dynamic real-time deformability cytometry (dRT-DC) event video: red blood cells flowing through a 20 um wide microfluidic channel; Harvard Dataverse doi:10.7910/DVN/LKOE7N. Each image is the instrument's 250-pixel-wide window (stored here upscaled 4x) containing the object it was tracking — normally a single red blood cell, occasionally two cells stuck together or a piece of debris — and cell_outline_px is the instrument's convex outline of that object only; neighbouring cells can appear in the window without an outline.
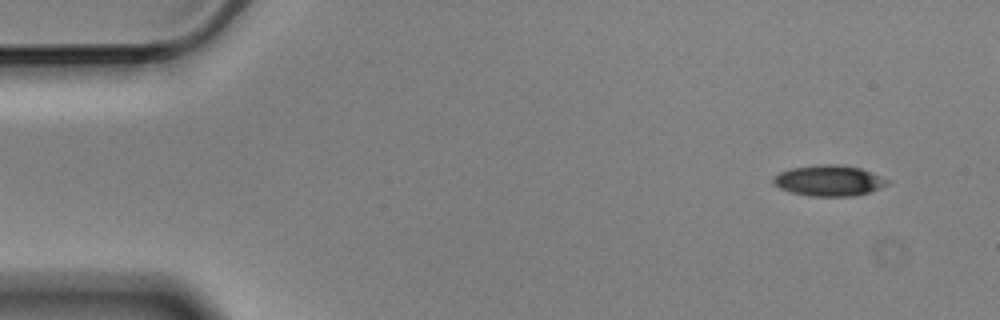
{"species": "Egyptian fruit bat (a non-hibernating species)", "species_latin": "Rousettus aegyptiacus", "temperature_condition": "cold", "stored_images_in_passage": 6, "camera_frame_rate_fps": 3000, "um_per_image_px": 0.085, "animal": {"sex": "male"}, "frame": {"image": 1, "passage_image": 1, "time_ms": 0.0, "image_size_px": [1000, 320], "cell_outline_px": [[892, 180], [888, 184], [880, 188], [856, 196], [808, 196], [792, 192], [780, 188], [772, 184], [772, 180], [780, 172], [792, 168], [820, 164], [844, 164], [860, 168], [872, 172]], "centroid_in_image_um": [70.5, 15.34], "position_along_channel_um": 14.5, "area_um2": 20.63}}
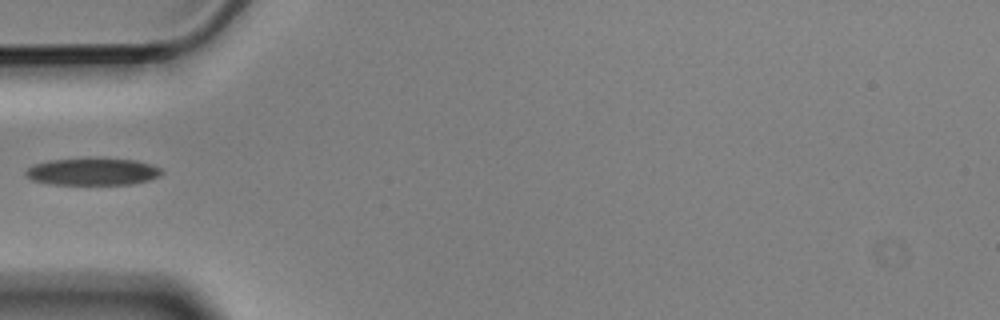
{"frame": {"image": 2, "passage_image": 5, "time_ms": 1.333, "image_size_px": [1000, 320], "cell_outline_px": [[164, 172], [160, 176], [148, 180], [132, 184], [52, 184], [32, 180], [24, 176], [24, 172], [28, 168], [36, 164], [48, 160], [88, 156], [100, 156], [136, 160], [152, 164], [160, 168]], "centroid_in_image_um": [7.88, 14.54], "position_along_channel_um": 77.1, "area_um2": 22.37}}
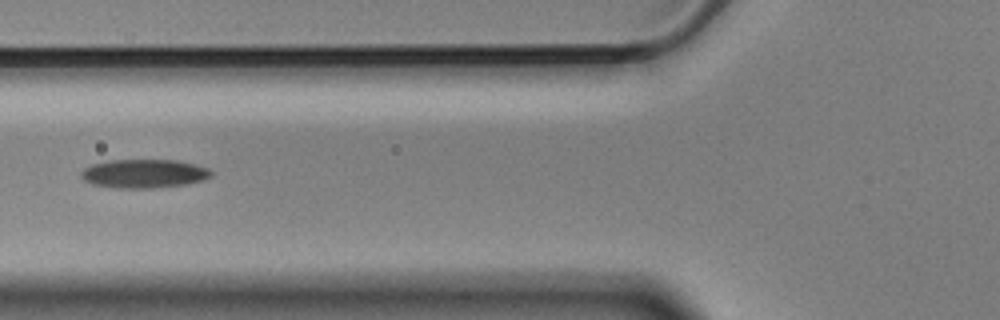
{"frame": {"image": 3, "passage_image": 6, "time_ms": 1.667, "image_size_px": [1000, 320], "cell_outline_px": [[212, 176], [204, 180], [184, 184], [152, 188], [116, 188], [92, 184], [84, 180], [80, 176], [80, 172], [84, 168], [92, 164], [108, 160], [176, 160], [196, 164], [208, 168], [212, 172]], "centroid_in_image_um": [12.23, 14.75], "position_along_channel_um": 113.6, "area_um2": 21.85}}